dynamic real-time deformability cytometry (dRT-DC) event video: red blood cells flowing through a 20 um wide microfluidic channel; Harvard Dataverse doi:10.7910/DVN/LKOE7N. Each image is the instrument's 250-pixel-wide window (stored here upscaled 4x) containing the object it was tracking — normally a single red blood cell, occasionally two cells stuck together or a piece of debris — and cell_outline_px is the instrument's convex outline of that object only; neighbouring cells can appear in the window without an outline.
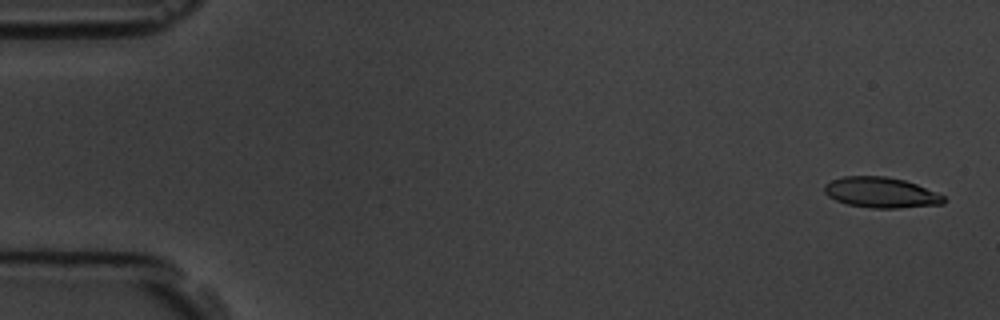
{"species": "common noctule bat (a hibernating species)", "species_latin": "Nyctalus noctula", "temperature_condition": "room temperature", "stored_images_in_passage": 7, "camera_frame_rate_fps": 3000, "um_per_image_px": 0.085, "animal": {"sex": "male", "body_mass_g": 19.5, "forearm_length_mm": 54.6}, "frame": {"image": 1, "passage_image": 1, "time_ms": 0.0, "image_size_px": [1000, 320], "cell_outline_px": [[944, 204], [900, 208], [872, 208], [848, 204], [836, 200], [828, 196], [824, 192], [824, 184], [832, 180], [844, 176], [884, 176], [904, 180], [916, 184], [936, 192], [944, 196]], "centroid_in_image_um": [74.87, 16.36], "position_along_channel_um": 10.1, "area_um2": 21.15}}
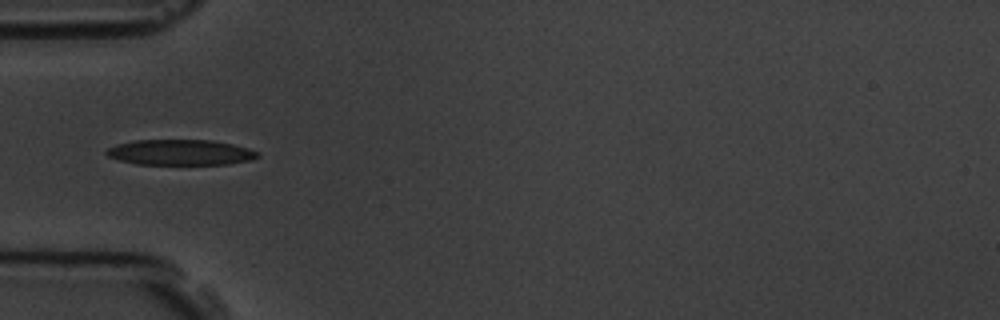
{"frame": {"image": 2, "passage_image": 5, "time_ms": 5.333, "image_size_px": [1000, 320], "cell_outline_px": [[260, 156], [248, 160], [228, 164], [136, 164], [120, 160], [108, 156], [104, 152], [108, 148], [116, 144], [136, 140], [212, 140], [232, 144], [248, 148], [260, 152]], "centroid_in_image_um": [15.33, 12.95], "position_along_channel_um": 69.7, "area_um2": 22.43}}
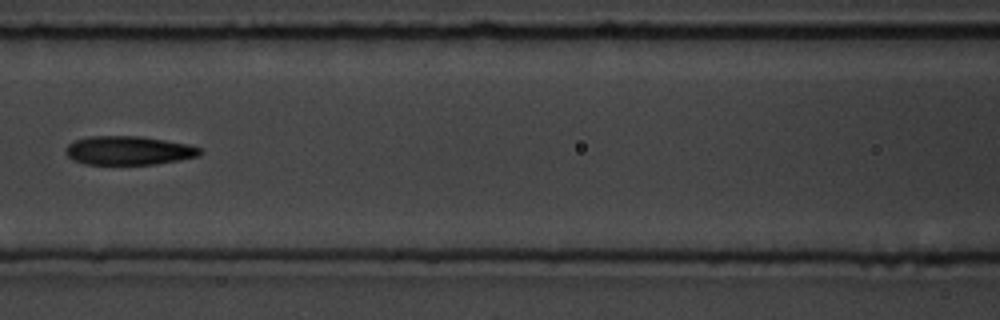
{"frame": {"image": 3, "passage_image": 7, "time_ms": 7.667, "image_size_px": [1000, 320], "cell_outline_px": [[200, 156], [180, 160], [156, 164], [84, 164], [72, 160], [68, 156], [64, 148], [68, 144], [76, 140], [88, 136], [140, 136], [188, 144], [200, 148]], "centroid_in_image_um": [10.91, 12.79], "position_along_channel_um": 155.7, "area_um2": 22.54}}